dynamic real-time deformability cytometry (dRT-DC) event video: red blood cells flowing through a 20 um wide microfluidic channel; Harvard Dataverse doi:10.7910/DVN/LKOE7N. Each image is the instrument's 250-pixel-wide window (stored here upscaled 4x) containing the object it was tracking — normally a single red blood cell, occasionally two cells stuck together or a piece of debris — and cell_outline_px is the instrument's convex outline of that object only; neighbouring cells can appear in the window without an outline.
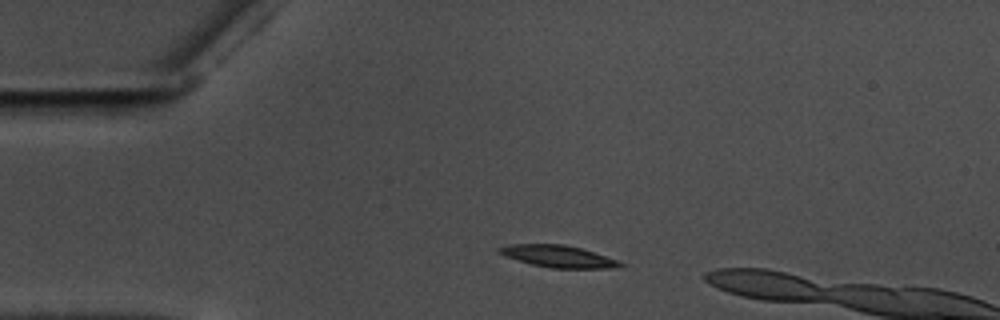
{"species": "common noctule bat (a hibernating species)", "species_latin": "Nyctalus noctula", "temperature_condition": "warm", "stored_images_in_passage": 12, "camera_frame_rate_fps": 3000, "um_per_image_px": 0.085, "animal": {"sex": "male", "body_mass_g": 17.5, "forearm_length_mm": 52.3}, "frame": {"image": 1, "passage_image": 7, "time_ms": 2.0, "image_size_px": [1000, 320], "cell_outline_px": [[624, 264], [616, 268], [552, 268], [532, 264], [496, 252], [496, 248], [504, 244], [564, 244], [580, 248], [620, 260]], "centroid_in_image_um": [47.45, 21.78], "position_along_channel_um": 37.6, "area_um2": 15.43}}